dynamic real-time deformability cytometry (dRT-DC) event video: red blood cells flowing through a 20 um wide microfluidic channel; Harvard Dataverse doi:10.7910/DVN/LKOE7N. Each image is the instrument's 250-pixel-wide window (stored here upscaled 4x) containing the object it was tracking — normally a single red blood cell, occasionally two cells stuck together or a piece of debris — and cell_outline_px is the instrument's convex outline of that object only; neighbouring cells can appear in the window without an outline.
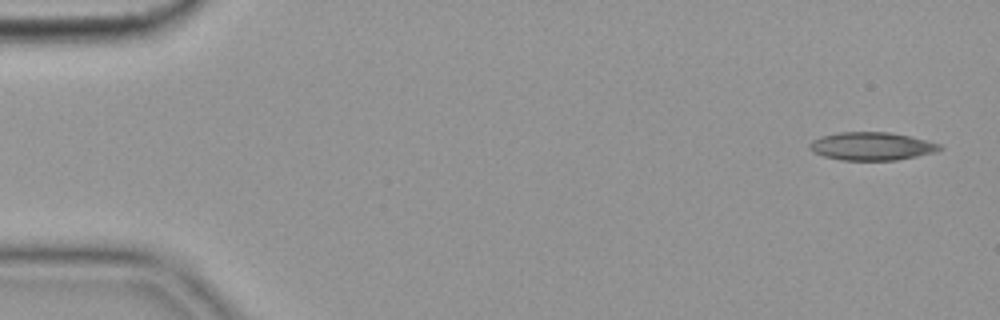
{"species": "common noctule bat (a hibernating species)", "species_latin": "Nyctalus noctula", "temperature_condition": "cold", "stored_images_in_passage": 53, "camera_frame_rate_fps": 3000, "um_per_image_px": 0.085, "animal": {"sex": "female", "body_mass_g": 19.9}, "frame": {"image": 1, "passage_image": 1, "time_ms": 0.0, "image_size_px": [1000, 320], "cell_outline_px": [[944, 148], [936, 152], [896, 160], [840, 160], [824, 156], [812, 152], [808, 148], [808, 144], [812, 140], [820, 136], [840, 132], [888, 132], [908, 136], [940, 144]], "centroid_in_image_um": [74.04, 12.43], "position_along_channel_um": 11.0, "area_um2": 21.27}}
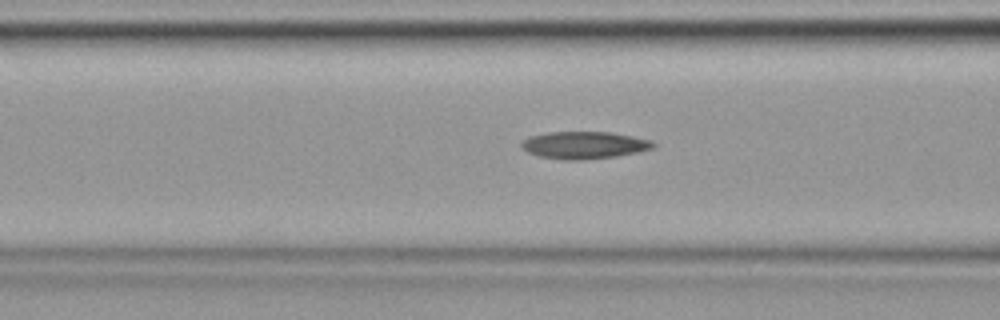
{"frame": {"image": 2, "passage_image": 20, "time_ms": 6.333, "image_size_px": [1000, 320], "cell_outline_px": [[656, 144], [652, 148], [636, 152], [616, 156], [584, 160], [564, 160], [540, 156], [528, 152], [520, 144], [528, 136], [548, 132], [612, 132], [652, 140]], "centroid_in_image_um": [49.66, 12.33], "position_along_channel_um": 116.9, "area_um2": 20.87}}
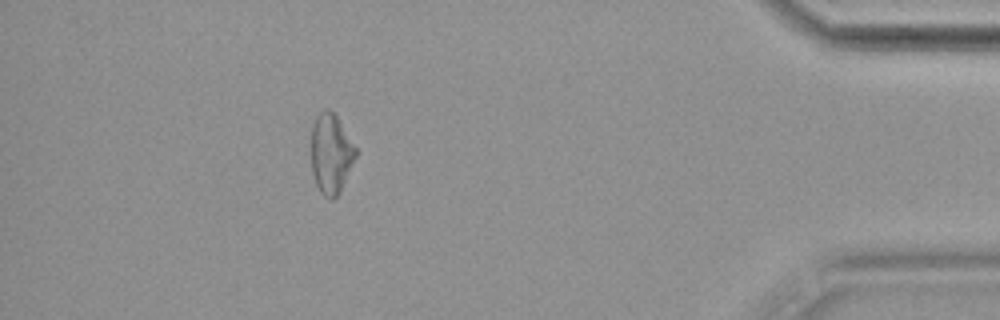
{"frame": {"image": 3, "passage_image": 48, "time_ms": 15.667, "image_size_px": [1000, 320], "cell_outline_px": [[356, 156], [340, 192], [332, 200], [324, 196], [320, 192], [316, 184], [312, 172], [312, 124], [316, 116], [324, 108], [328, 108], [336, 116], [356, 148]], "centroid_in_image_um": [28.12, 13.07], "position_along_channel_um": 407.1, "area_um2": 20.46}, "authors_computed_cell_mechanics": {"area_um2": 20.6346, "velocity_mm_per_s": 3.6339, "shape_relaxation_time_tau1_ms": null, "shape_relaxation_time_tau2_ms": 5.3198, "deformation_change_tau1": null, "deformation_change_tau2": 0.166}}